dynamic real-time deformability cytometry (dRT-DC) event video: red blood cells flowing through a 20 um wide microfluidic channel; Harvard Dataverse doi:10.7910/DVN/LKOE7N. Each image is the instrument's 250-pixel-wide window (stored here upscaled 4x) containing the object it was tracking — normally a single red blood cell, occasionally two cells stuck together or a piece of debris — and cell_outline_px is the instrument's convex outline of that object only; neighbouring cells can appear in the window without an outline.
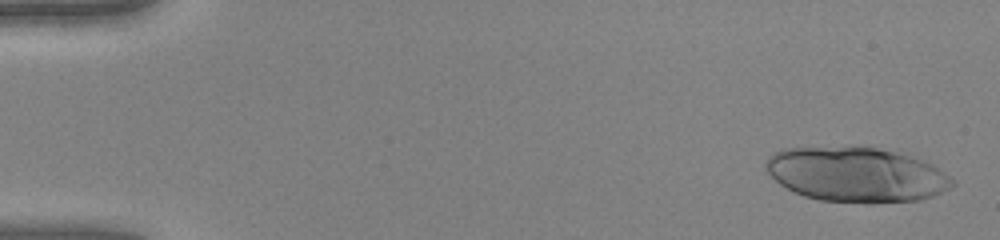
{"species": "human", "species_latin": "Homo sapiens", "temperature_condition": "warm", "stored_images_in_passage": 21, "camera_frame_rate_fps": 3000, "um_per_image_px": 0.085, "donor": {"sex": "female"}, "frame": {"image": 1, "passage_image": 2, "time_ms": 0.333, "image_size_px": [1000, 240], "cell_outline_px": [[956, 184], [932, 196], [920, 200], [872, 204], [820, 200], [804, 196], [780, 184], [764, 168], [764, 164], [768, 156], [772, 152], [784, 148], [852, 144], [900, 148], [932, 164], [952, 176], [956, 180]], "centroid_in_image_um": [72.85, 14.77], "position_along_channel_um": 12.2, "area_um2": 62.02}}
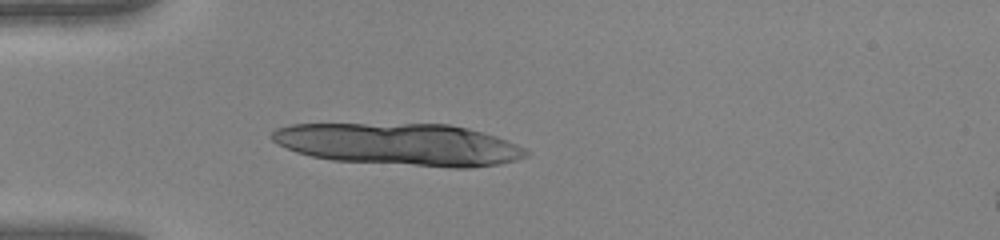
{"frame": {"image": 2, "passage_image": 14, "time_ms": 4.333, "image_size_px": [1000, 240], "cell_outline_px": [[532, 152], [528, 156], [516, 160], [500, 164], [468, 168], [452, 168], [332, 160], [312, 156], [296, 152], [276, 144], [268, 136], [276, 128], [292, 124], [448, 124], [468, 128], [496, 136], [516, 144]], "centroid_in_image_um": [33.96, 12.28], "position_along_channel_um": 51.0, "area_um2": 62.77}}